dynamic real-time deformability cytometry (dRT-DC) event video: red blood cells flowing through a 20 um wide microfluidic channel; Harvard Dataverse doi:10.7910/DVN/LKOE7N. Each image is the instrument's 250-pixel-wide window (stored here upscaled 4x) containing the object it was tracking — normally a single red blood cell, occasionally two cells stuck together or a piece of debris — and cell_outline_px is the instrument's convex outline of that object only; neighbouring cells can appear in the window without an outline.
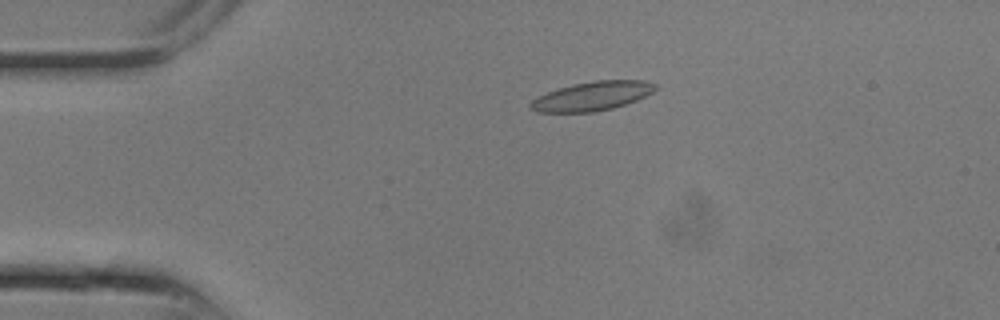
{"species": "common noctule bat (a hibernating species)", "species_latin": "Nyctalus noctula", "temperature_condition": "room temperature", "stored_images_in_passage": 8, "camera_frame_rate_fps": 3000, "um_per_image_px": 0.085, "animal": {"sex": "male", "body_mass_g": 13.3}, "frame": {"image": 1, "passage_image": 6, "time_ms": 1.667, "image_size_px": [1000, 320], "cell_outline_px": [[660, 88], [636, 100], [612, 108], [592, 112], [536, 112], [528, 108], [528, 104], [536, 96], [572, 84], [596, 80], [644, 80], [656, 84]], "centroid_in_image_um": [50.31, 8.16], "position_along_channel_um": 34.7, "area_um2": 21.15}}